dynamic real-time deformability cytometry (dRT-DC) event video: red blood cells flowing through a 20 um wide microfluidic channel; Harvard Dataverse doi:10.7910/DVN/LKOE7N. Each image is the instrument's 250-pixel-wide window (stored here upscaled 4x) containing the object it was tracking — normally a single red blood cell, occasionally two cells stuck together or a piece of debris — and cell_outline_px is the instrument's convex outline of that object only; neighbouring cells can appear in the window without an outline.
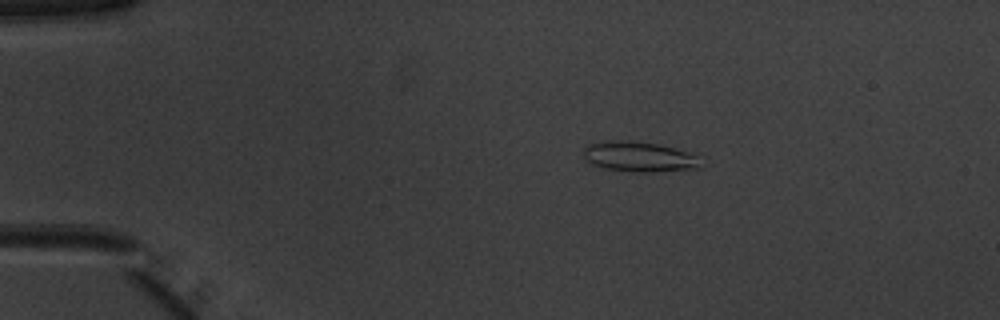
{"species": "common noctule bat (a hibernating species)", "species_latin": "Nyctalus noctula", "temperature_condition": "warm", "stored_images_in_passage": 50, "camera_frame_rate_fps": 3000, "um_per_image_px": 0.085, "animal": {"sex": "male", "body_mass_g": 20.1, "forearm_length_mm": 53.5}, "frame": {"image": 1, "passage_image": 9, "time_ms": 2.667, "image_size_px": [1000, 320], "cell_outline_px": [[704, 156], [700, 168], [656, 172], [632, 172], [604, 168], [592, 164], [584, 156], [584, 148], [588, 144], [604, 140], [628, 140], [660, 144]], "centroid_in_image_um": [54.41, 13.32], "position_along_channel_um": 30.6, "area_um2": 21.15}}
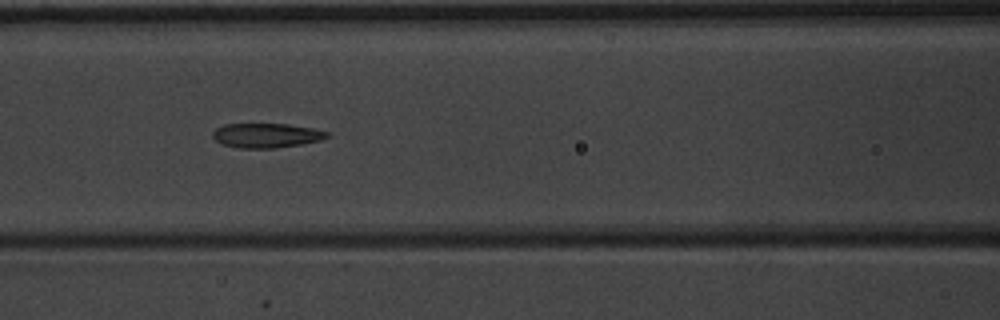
{"frame": {"image": 2, "passage_image": 22, "time_ms": 7.0, "image_size_px": [1000, 320], "cell_outline_px": [[332, 136], [320, 140], [300, 144], [276, 148], [240, 148], [220, 144], [212, 136], [212, 132], [216, 128], [224, 124], [288, 124], [312, 128], [328, 132]], "centroid_in_image_um": [22.63, 11.51], "position_along_channel_um": 144.0, "area_um2": 16.36}}
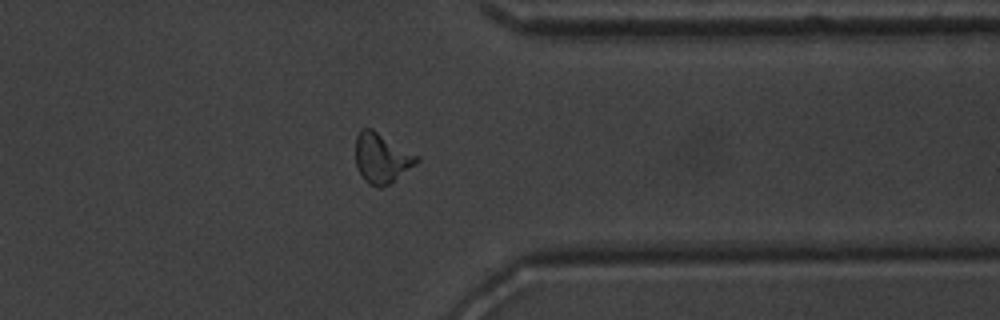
{"frame": {"image": 3, "passage_image": 40, "time_ms": 13.0, "image_size_px": [1000, 320], "cell_outline_px": [[420, 160], [416, 164], [388, 184], [380, 188], [368, 184], [364, 180], [356, 164], [356, 136], [360, 128], [372, 128], [420, 156]], "centroid_in_image_um": [32.44, 13.41], "position_along_channel_um": 379.0, "area_um2": 17.8}, "authors_computed_cell_mechanics": {"area_um2": 17.6001, "velocity_mm_per_s": 3.9987, "shape_relaxation_time_tau1_ms": 7.5707, "shape_relaxation_time_tau2_ms": 2.7987, "deformation_change_tau1": 0.1931, "deformation_change_tau2": 0.1104}}